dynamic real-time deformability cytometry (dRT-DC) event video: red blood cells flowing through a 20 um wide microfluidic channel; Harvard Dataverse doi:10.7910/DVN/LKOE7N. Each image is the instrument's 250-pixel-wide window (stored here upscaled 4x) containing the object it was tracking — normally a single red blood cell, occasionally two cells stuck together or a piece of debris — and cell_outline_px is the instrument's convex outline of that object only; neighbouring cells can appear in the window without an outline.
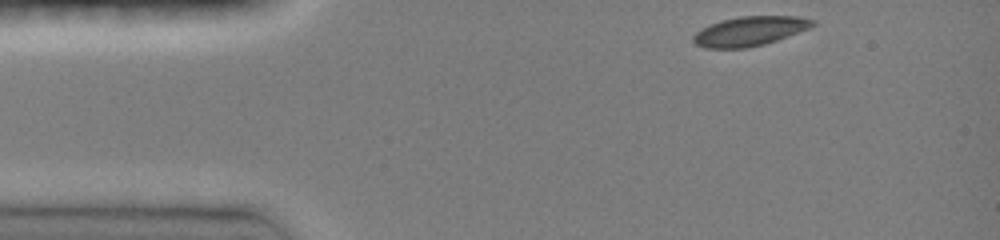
{"species": "common noctule bat (a hibernating species)", "species_latin": "Nyctalus noctula", "temperature_condition": "room temperature", "stored_images_in_passage": 37, "camera_frame_rate_fps": 3000, "um_per_image_px": 0.085, "animal": {"sex": "female", "body_mass_g": 19.0, "forearm_length_mm": 51.5}, "frame": {"image": 1, "passage_image": 1, "time_ms": 0.0, "image_size_px": [1000, 240], "cell_outline_px": [[816, 24], [808, 28], [776, 40], [764, 44], [748, 48], [704, 48], [696, 44], [692, 40], [692, 36], [696, 32], [712, 24], [724, 20], [740, 16], [796, 16], [816, 20]], "centroid_in_image_um": [63.73, 2.65], "position_along_channel_um": 21.3, "area_um2": 20.17}}
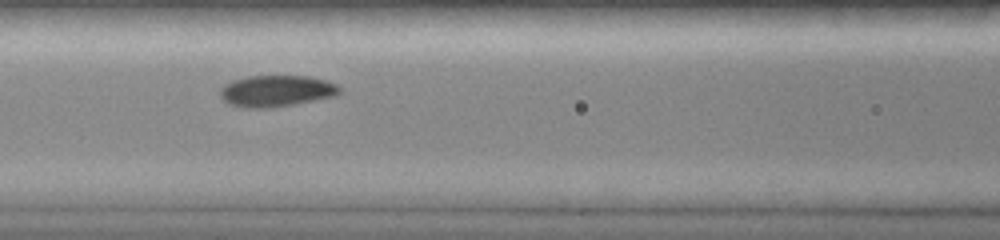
{"frame": {"image": 2, "passage_image": 15, "time_ms": 4.667, "image_size_px": [1000, 240], "cell_outline_px": [[340, 92], [336, 96], [276, 108], [244, 108], [228, 104], [220, 96], [220, 88], [232, 80], [248, 76], [308, 76], [324, 80], [336, 84], [340, 88]], "centroid_in_image_um": [23.48, 7.75], "position_along_channel_um": 143.1, "area_um2": 22.08}}
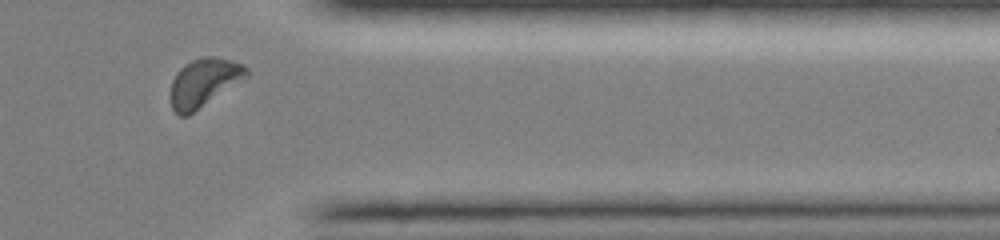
{"frame": {"image": 3, "passage_image": 34, "time_ms": 11.0, "image_size_px": [1000, 240], "cell_outline_px": [[248, 76], [188, 116], [180, 116], [172, 108], [172, 80], [176, 72], [184, 64], [192, 60], [204, 56], [212, 56], [232, 60], [244, 64], [248, 68]], "centroid_in_image_um": [17.35, 6.99], "position_along_channel_um": 394.1, "area_um2": 21.15}, "authors_computed_cell_mechanics": {"area_um2": 20.9814, "velocity_mm_per_s": 3.9995, "shape_relaxation_time_tau1_ms": 4.5512, "shape_relaxation_time_tau2_ms": null, "deformation_change_tau1": 0.1417, "deformation_change_tau2": null}}